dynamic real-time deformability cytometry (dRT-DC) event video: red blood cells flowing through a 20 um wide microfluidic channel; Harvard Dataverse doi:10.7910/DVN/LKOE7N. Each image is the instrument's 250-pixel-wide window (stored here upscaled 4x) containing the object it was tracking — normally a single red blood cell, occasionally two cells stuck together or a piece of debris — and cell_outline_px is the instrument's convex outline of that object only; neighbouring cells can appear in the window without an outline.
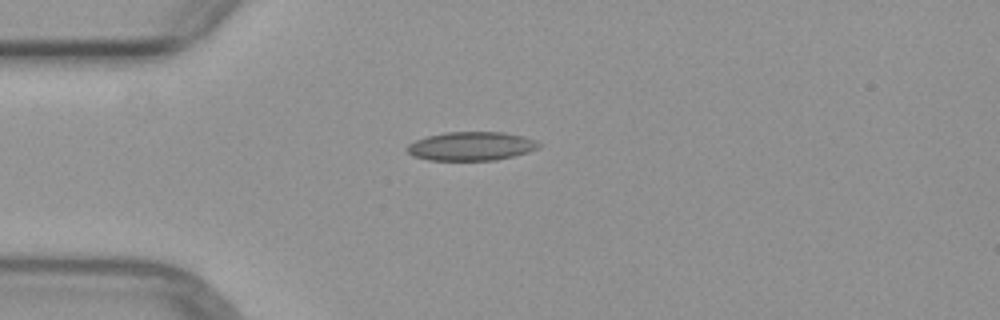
{"species": "common noctule bat (a hibernating species)", "species_latin": "Nyctalus noctula", "temperature_condition": "warm", "stored_images_in_passage": 3, "camera_frame_rate_fps": 3000, "um_per_image_px": 0.085, "animal": {"sex": "female", "body_mass_g": 29.2, "forearm_length_mm": 56.3}, "frame": {"image": 1, "passage_image": 3, "time_ms": 2.333, "image_size_px": [1000, 320], "cell_outline_px": [[540, 148], [528, 152], [496, 160], [428, 160], [412, 156], [404, 148], [408, 144], [416, 140], [428, 136], [444, 132], [504, 132], [524, 136], [536, 140], [540, 144]], "centroid_in_image_um": [40.05, 12.42], "position_along_channel_um": 45.0, "area_um2": 22.2}}